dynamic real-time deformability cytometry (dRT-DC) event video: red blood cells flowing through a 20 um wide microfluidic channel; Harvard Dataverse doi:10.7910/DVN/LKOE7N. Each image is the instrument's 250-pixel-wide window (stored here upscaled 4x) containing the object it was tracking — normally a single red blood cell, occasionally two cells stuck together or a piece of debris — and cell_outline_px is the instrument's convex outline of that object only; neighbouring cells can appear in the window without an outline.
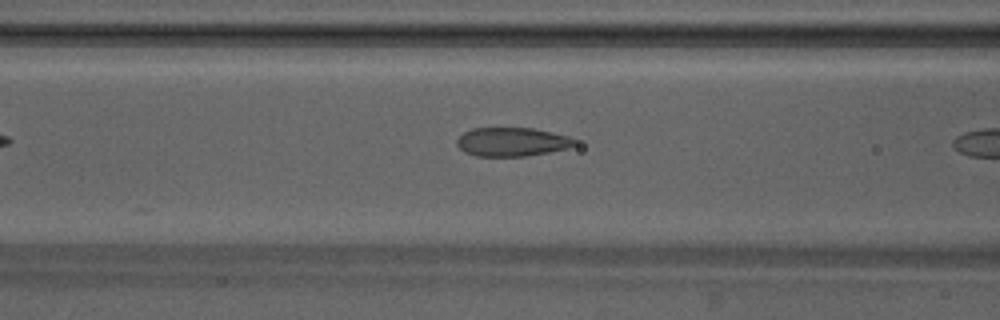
{"species": "Egyptian fruit bat (a non-hibernating species)", "species_latin": "Rousettus aegyptiacus", "temperature_condition": "warm", "stored_images_in_passage": 7, "camera_frame_rate_fps": 3000, "um_per_image_px": 0.085, "animal": {"sex": "male"}, "frame": {"image": 1, "passage_image": 6, "time_ms": 1.667, "image_size_px": [1000, 320], "cell_outline_px": [[576, 144], [568, 148], [548, 152], [524, 156], [476, 156], [464, 152], [456, 144], [456, 140], [464, 132], [472, 128], [532, 128], [552, 132], [568, 136], [576, 140]], "centroid_in_image_um": [43.5, 12.06], "position_along_channel_um": 123.1, "area_um2": 19.71}}